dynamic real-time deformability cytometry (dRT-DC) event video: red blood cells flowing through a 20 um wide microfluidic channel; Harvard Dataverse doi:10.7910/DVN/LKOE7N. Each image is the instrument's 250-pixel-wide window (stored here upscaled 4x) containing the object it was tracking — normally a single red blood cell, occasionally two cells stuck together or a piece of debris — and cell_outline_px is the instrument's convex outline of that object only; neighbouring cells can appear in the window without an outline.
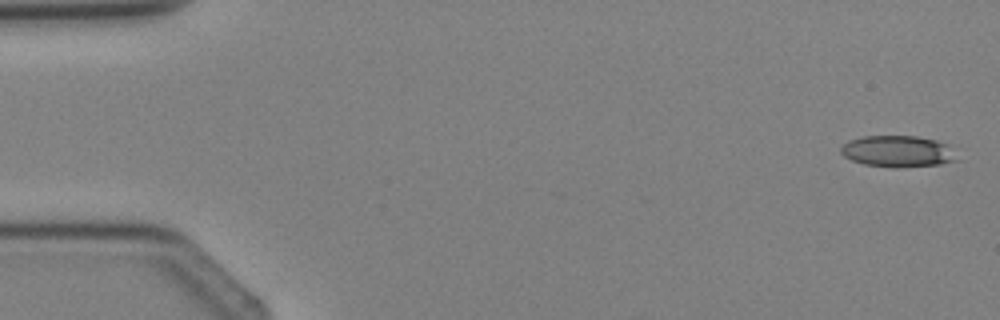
{"species": "Egyptian fruit bat (a non-hibernating species)", "species_latin": "Rousettus aegyptiacus", "temperature_condition": "cold", "stored_images_in_passage": 4, "segment_of_instrument_passage": [1, 2], "camera_frame_rate_fps": 3000, "um_per_image_px": 0.085, "animal": {"sex": "female"}, "frame": {"image": 1, "passage_image": 1, "time_ms": 0.0, "image_size_px": [1000, 320], "cell_outline_px": [[960, 160], [940, 164], [896, 168], [892, 168], [864, 164], [852, 160], [844, 156], [840, 152], [840, 148], [848, 140], [864, 136], [916, 136], [936, 140], [948, 144]], "centroid_in_image_um": [76.33, 12.87], "position_along_channel_um": 8.7, "area_um2": 21.44}}
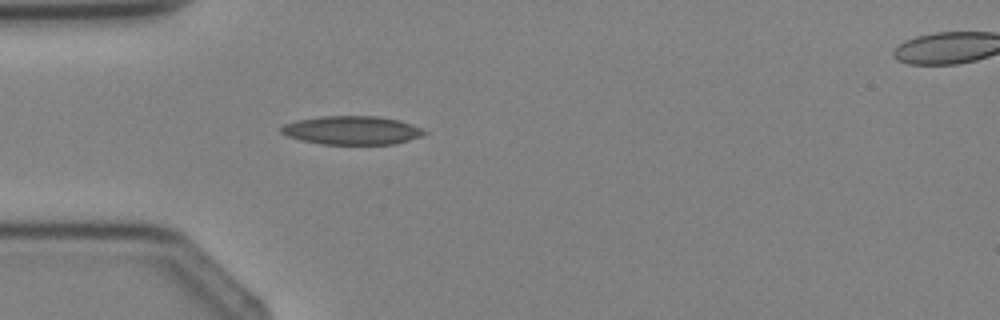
{"frame": {"image": 2, "passage_image": 3, "time_ms": 3.333, "image_size_px": [1000, 320], "cell_outline_px": [[428, 132], [420, 136], [408, 140], [392, 144], [320, 144], [300, 140], [288, 136], [280, 132], [280, 128], [284, 124], [300, 120], [320, 116], [376, 116], [400, 120], [412, 124]], "centroid_in_image_um": [29.9, 11.07], "position_along_channel_um": 55.1, "area_um2": 23.7}}